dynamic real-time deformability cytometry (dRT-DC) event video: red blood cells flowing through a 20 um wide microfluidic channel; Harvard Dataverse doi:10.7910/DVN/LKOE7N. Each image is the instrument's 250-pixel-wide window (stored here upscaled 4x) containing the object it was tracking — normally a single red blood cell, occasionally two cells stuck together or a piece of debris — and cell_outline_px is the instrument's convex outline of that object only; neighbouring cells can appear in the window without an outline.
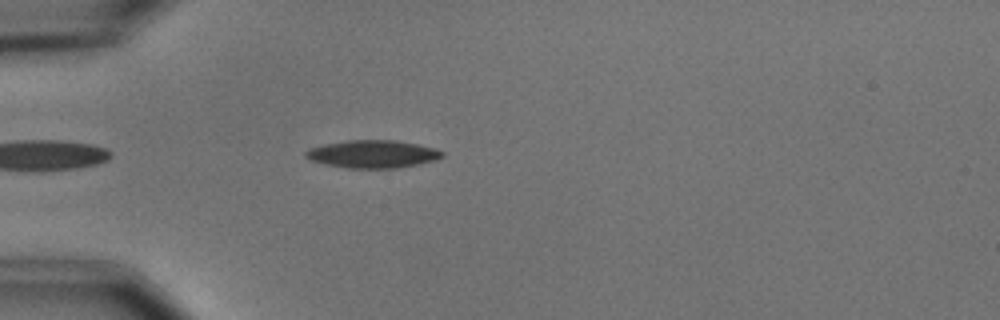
{"species": "common noctule bat (a hibernating species)", "species_latin": "Nyctalus noctula", "temperature_condition": "cold", "stored_images_in_passage": 13, "camera_frame_rate_fps": 3000, "um_per_image_px": 0.085, "animal": {"sex": "male", "body_mass_g": 15.6}, "frame": {"image": 1, "passage_image": 4, "time_ms": 1.0, "image_size_px": [1000, 320], "cell_outline_px": [[444, 156], [436, 160], [420, 164], [396, 168], [348, 168], [324, 164], [312, 160], [304, 156], [304, 152], [308, 148], [324, 144], [348, 140], [396, 140], [436, 148], [444, 152]], "centroid_in_image_um": [31.69, 13.09], "position_along_channel_um": 53.3, "area_um2": 22.2}}
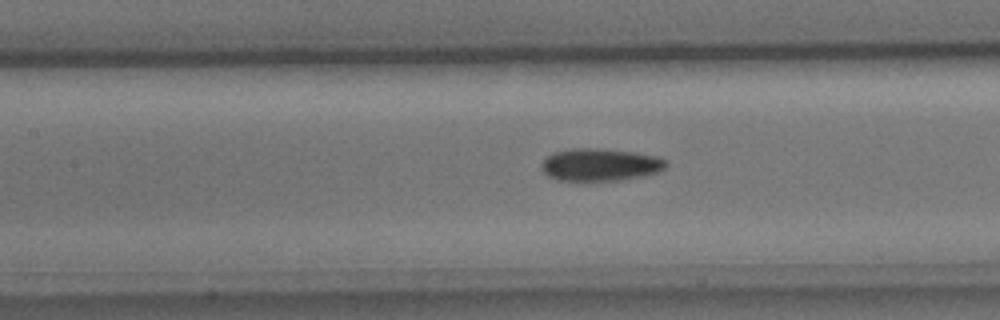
{"frame": {"image": 2, "passage_image": 10, "time_ms": 3.0, "image_size_px": [1000, 320], "cell_outline_px": [[668, 164], [664, 168], [656, 172], [644, 176], [620, 180], [556, 180], [548, 176], [540, 168], [540, 164], [552, 152], [568, 148], [600, 148], [636, 152], [656, 156], [664, 160]], "centroid_in_image_um": [50.97, 13.98], "position_along_channel_um": 156.4, "area_um2": 23.7}}